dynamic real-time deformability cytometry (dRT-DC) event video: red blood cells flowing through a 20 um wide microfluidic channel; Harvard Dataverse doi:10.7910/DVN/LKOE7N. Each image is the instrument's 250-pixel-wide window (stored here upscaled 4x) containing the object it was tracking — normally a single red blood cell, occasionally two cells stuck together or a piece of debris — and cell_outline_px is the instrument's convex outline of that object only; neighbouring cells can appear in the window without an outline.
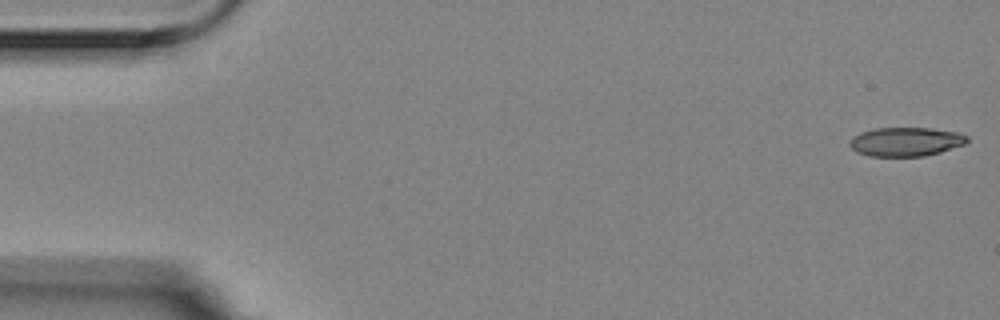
{"species": "Egyptian fruit bat (a non-hibernating species)", "species_latin": "Rousettus aegyptiacus", "temperature_condition": "room temperature", "stored_images_in_passage": 13, "camera_frame_rate_fps": 3000, "um_per_image_px": 0.085, "animal": {"sex": "female"}, "frame": {"image": 1, "passage_image": 1, "time_ms": 0.0, "image_size_px": [1000, 320], "cell_outline_px": [[968, 140], [964, 144], [940, 152], [924, 156], [868, 156], [856, 152], [848, 144], [852, 136], [860, 132], [876, 128], [932, 128], [956, 132], [968, 136]], "centroid_in_image_um": [76.95, 12.04], "position_along_channel_um": 8.0, "area_um2": 19.83}}